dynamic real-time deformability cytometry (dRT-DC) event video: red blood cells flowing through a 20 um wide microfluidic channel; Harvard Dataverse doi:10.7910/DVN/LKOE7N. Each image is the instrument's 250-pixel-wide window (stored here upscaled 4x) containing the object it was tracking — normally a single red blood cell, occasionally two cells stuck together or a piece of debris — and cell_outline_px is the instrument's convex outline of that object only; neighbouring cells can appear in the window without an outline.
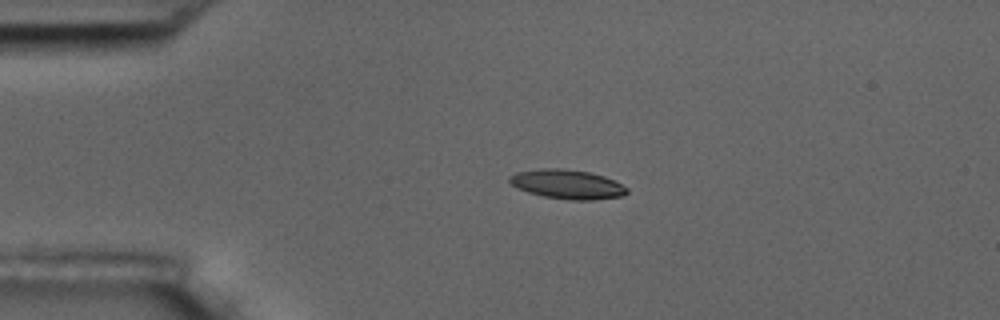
{"species": "common noctule bat (a hibernating species)", "species_latin": "Nyctalus noctula", "temperature_condition": "room temperature", "stored_images_in_passage": 3, "camera_frame_rate_fps": 3000, "um_per_image_px": 0.085, "animal": {"sex": "male", "body_mass_g": 17.5, "forearm_length_mm": 52.3}, "frame": {"image": 1, "passage_image": 2, "time_ms": 1.333, "image_size_px": [1000, 320], "cell_outline_px": [[628, 192], [624, 196], [592, 200], [572, 200], [544, 196], [528, 192], [516, 188], [508, 180], [508, 176], [516, 172], [540, 168], [564, 168], [588, 172], [604, 176], [628, 188]], "centroid_in_image_um": [48.2, 15.66], "position_along_channel_um": 36.8, "area_um2": 20.06}}